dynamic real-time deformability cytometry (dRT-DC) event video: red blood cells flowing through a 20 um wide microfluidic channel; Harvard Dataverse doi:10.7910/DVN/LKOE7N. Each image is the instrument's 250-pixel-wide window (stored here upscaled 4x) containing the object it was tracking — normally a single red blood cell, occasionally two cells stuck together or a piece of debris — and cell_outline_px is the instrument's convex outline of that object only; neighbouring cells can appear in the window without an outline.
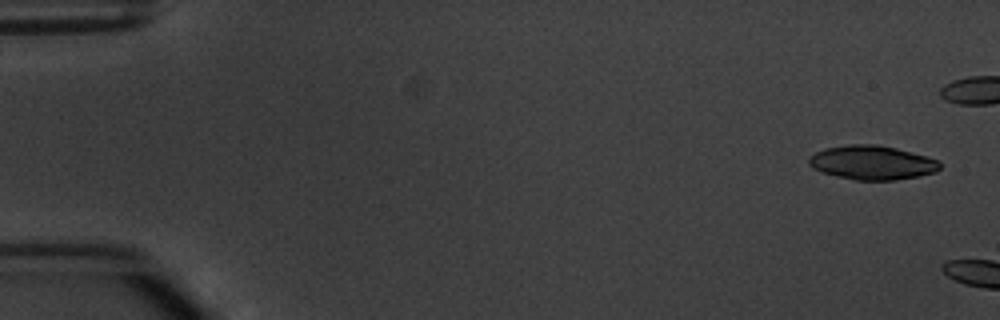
{"species": "common noctule bat (a hibernating species)", "species_latin": "Nyctalus noctula", "temperature_condition": "warm", "stored_images_in_passage": 6, "camera_frame_rate_fps": 3000, "um_per_image_px": 0.085, "animal": {"sex": "male", "body_mass_g": 20.1, "forearm_length_mm": 53.5}, "frame": {"image": 1, "passage_image": 1, "time_ms": 0.0, "image_size_px": [1000, 320], "cell_outline_px": [[940, 168], [936, 172], [896, 180], [856, 180], [824, 172], [812, 168], [808, 164], [808, 156], [824, 148], [852, 144], [876, 144], [896, 148], [940, 160]], "centroid_in_image_um": [74.12, 13.81], "position_along_channel_um": 10.9, "area_um2": 25.89}}